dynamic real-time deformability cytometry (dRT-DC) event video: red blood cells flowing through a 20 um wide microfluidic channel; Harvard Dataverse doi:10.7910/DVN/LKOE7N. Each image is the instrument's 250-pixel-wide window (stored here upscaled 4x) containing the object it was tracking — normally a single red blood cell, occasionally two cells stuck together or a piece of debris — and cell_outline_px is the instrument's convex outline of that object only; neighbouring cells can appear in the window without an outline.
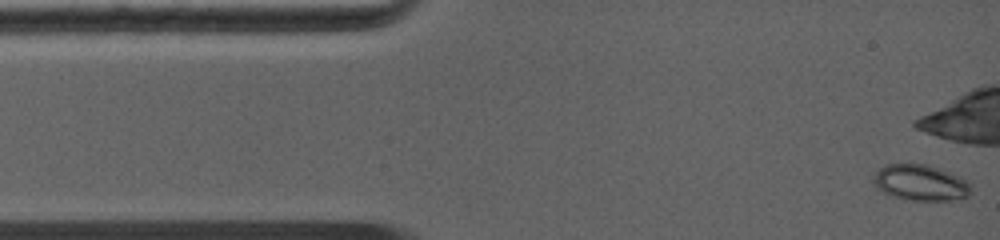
{"species": "common noctule bat (a hibernating species)", "species_latin": "Nyctalus noctula", "temperature_condition": "warm", "stored_images_in_passage": 63, "camera_frame_rate_fps": 5000, "um_per_image_px": 0.085, "animal": {"sex": "female", "body_mass_g": 19.0, "forearm_length_mm": 56.7}, "frame": {"image": 1, "passage_image": 1, "time_ms": 0.0, "image_size_px": [1000, 240], "cell_outline_px": [[968, 196], [948, 200], [916, 200], [896, 196], [884, 192], [876, 188], [872, 184], [872, 176], [880, 168], [888, 164], [928, 164], [940, 168], [964, 180], [968, 184]], "centroid_in_image_um": [78.16, 15.5], "position_along_channel_um": 6.8, "area_um2": 19.88}}
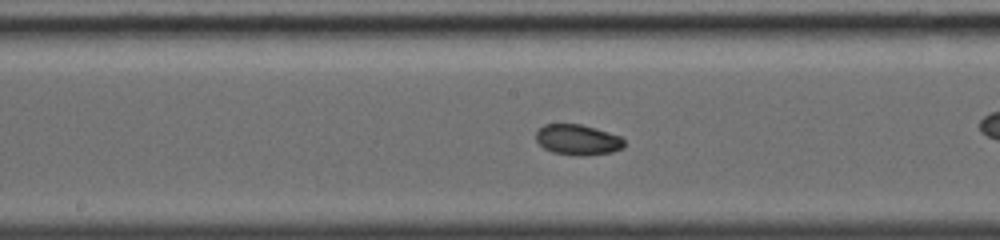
{"frame": {"image": 2, "passage_image": 31, "time_ms": 6.0, "image_size_px": [1000, 240], "cell_outline_px": [[624, 148], [612, 152], [588, 156], [572, 156], [552, 152], [544, 148], [536, 140], [536, 132], [544, 124], [580, 124], [620, 136], [624, 140]], "centroid_in_image_um": [49.1, 11.9], "position_along_channel_um": 199.1, "area_um2": 15.78}}
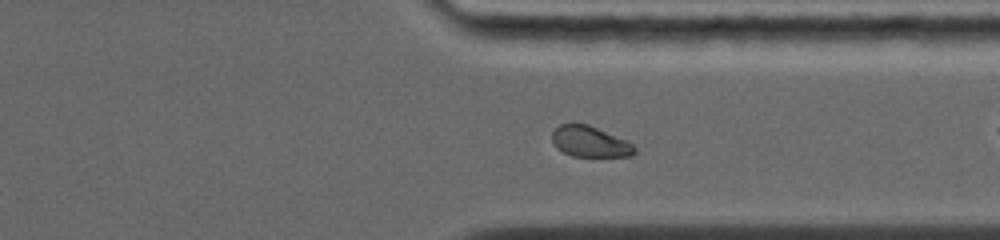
{"frame": {"image": 3, "passage_image": 49, "time_ms": 9.6, "image_size_px": [1000, 240], "cell_outline_px": [[636, 152], [632, 156], [572, 156], [556, 148], [552, 140], [552, 132], [560, 124], [588, 124], [624, 140], [632, 144], [636, 148]], "centroid_in_image_um": [50.12, 12.05], "position_along_channel_um": 361.3, "area_um2": 14.57}}